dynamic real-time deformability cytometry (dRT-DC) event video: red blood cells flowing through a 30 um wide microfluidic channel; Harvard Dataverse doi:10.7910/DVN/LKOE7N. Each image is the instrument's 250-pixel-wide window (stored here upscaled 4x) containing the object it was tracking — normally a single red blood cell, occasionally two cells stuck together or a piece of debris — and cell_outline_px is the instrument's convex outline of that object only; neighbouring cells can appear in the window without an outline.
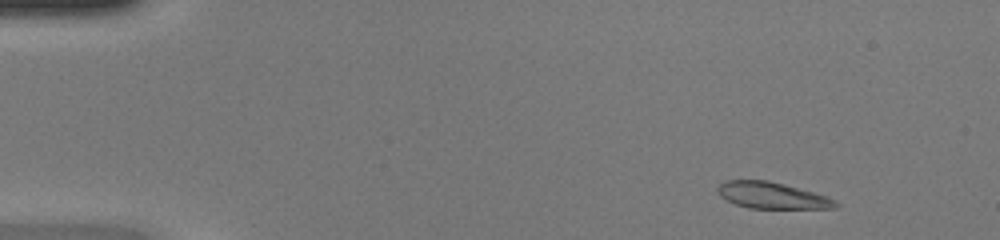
{"species": "common noctule bat (a hibernating species)", "species_latin": "Nyctalus noctula", "temperature_condition": "warm", "stored_images_in_passage": 47, "segment_of_instrument_passage": [1, 2], "camera_frame_rate_fps": 3000, "um_per_image_px": 0.085, "animal": {"sex": "female", "body_mass_g": 20.0, "forearm_length_mm": 54.0}, "frame": {"image": 1, "passage_image": 3, "time_ms": 0.667, "image_size_px": [1000, 240], "cell_outline_px": [[840, 204], [836, 208], [748, 208], [736, 204], [720, 196], [716, 188], [724, 180], [768, 180], [784, 184], [828, 196], [836, 200]], "centroid_in_image_um": [65.64, 16.61], "position_along_channel_um": 19.4, "area_um2": 18.15}}
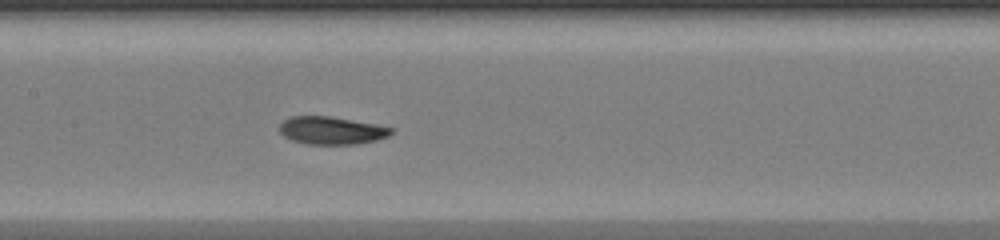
{"frame": {"image": 2, "passage_image": 22, "time_ms": 7.0, "image_size_px": [1000, 240], "cell_outline_px": [[396, 128], [388, 136], [376, 140], [356, 144], [308, 144], [292, 140], [284, 136], [280, 132], [280, 124], [284, 120], [292, 116], [328, 116], [376, 124]], "centroid_in_image_um": [28.2, 11.09], "position_along_channel_um": 179.2, "area_um2": 17.98}}
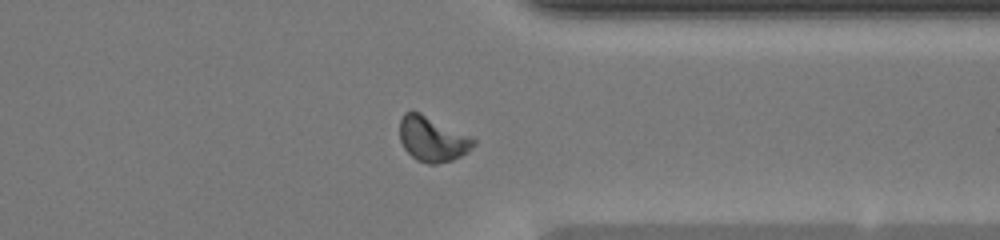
{"frame": {"image": 3, "passage_image": 36, "time_ms": 11.667, "image_size_px": [1000, 240], "cell_outline_px": [[476, 144], [468, 152], [452, 160], [436, 164], [428, 164], [416, 160], [404, 148], [400, 140], [400, 120], [404, 112], [412, 108], [476, 140]], "centroid_in_image_um": [36.71, 11.81], "position_along_channel_um": 374.7, "area_um2": 19.31}}